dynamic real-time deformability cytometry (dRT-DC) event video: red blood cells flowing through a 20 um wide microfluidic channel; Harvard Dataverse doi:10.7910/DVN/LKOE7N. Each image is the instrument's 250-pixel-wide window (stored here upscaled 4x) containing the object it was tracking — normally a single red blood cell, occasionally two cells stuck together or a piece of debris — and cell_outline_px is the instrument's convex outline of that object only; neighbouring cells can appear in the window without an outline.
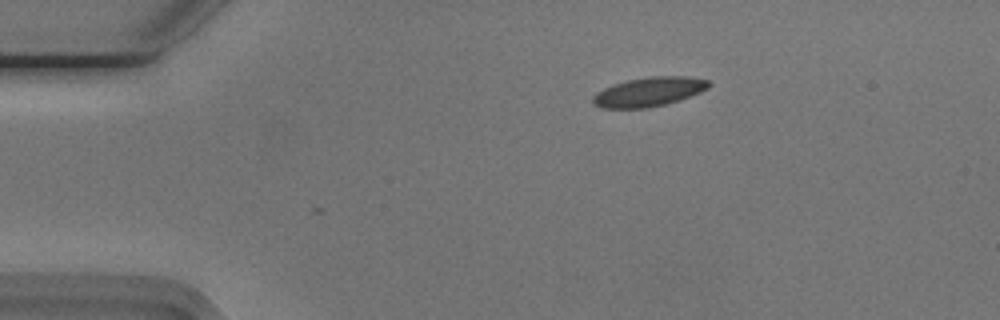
{"species": "Egyptian fruit bat (a non-hibernating species)", "species_latin": "Rousettus aegyptiacus", "temperature_condition": "cold", "stored_images_in_passage": 2, "camera_frame_rate_fps": 3000, "um_per_image_px": 0.085, "animal": {"sex": "male"}, "frame": {"image": 1, "passage_image": 2, "time_ms": 0.333, "image_size_px": [1000, 320], "cell_outline_px": [[712, 84], [708, 88], [700, 92], [680, 100], [648, 108], [600, 108], [592, 104], [592, 96], [596, 92], [612, 84], [628, 80], [652, 76], [688, 76], [708, 80]], "centroid_in_image_um": [55.14, 7.8], "position_along_channel_um": 29.9, "area_um2": 19.88}}